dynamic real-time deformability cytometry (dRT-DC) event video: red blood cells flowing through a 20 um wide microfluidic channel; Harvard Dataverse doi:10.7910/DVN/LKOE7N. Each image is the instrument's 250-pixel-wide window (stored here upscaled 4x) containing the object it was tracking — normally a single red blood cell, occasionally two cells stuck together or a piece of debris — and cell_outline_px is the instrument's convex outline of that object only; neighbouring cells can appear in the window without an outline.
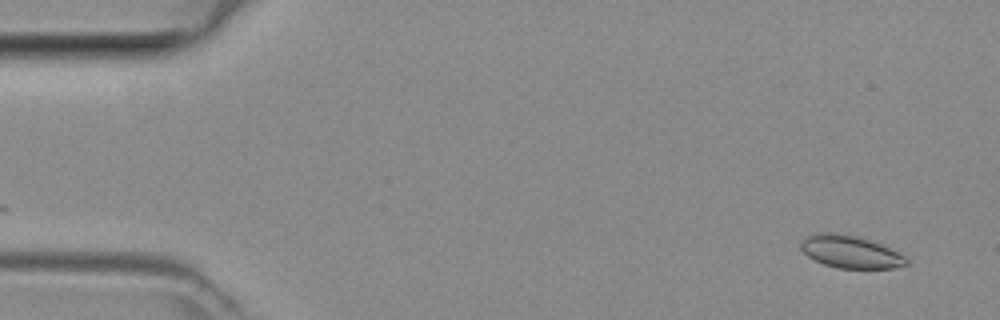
{"species": "common noctule bat (a hibernating species)", "species_latin": "Nyctalus noctula", "temperature_condition": "room temperature", "stored_images_in_passage": 49, "camera_frame_rate_fps": 3000, "um_per_image_px": 0.085, "animal": {"sex": "female", "body_mass_g": 29.2, "forearm_length_mm": 56.3}, "frame": {"image": 1, "passage_image": 3, "time_ms": 0.667, "image_size_px": [1000, 320], "cell_outline_px": [[908, 264], [896, 268], [836, 268], [824, 264], [808, 256], [800, 248], [800, 240], [816, 232], [832, 232], [856, 236], [880, 244], [904, 256], [908, 260]], "centroid_in_image_um": [72.24, 21.4], "position_along_channel_um": 12.8, "area_um2": 19.83}}
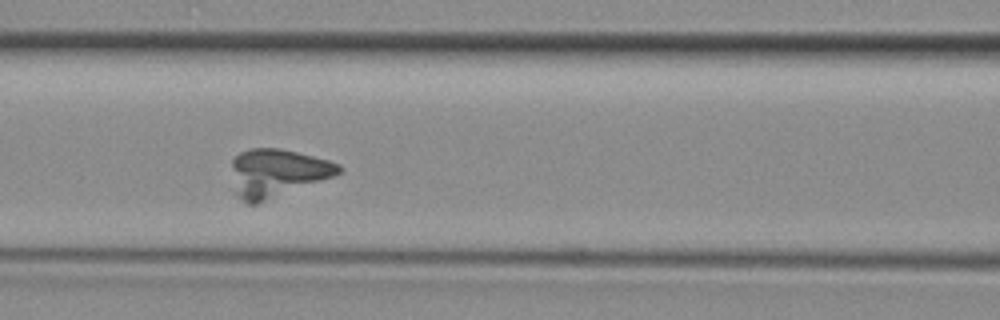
{"frame": {"image": 2, "passage_image": 20, "time_ms": 6.333, "image_size_px": [1000, 320], "cell_outline_px": [[344, 168], [340, 172], [332, 176], [256, 204], [248, 204], [236, 192], [232, 164], [232, 160], [240, 152], [252, 148], [280, 148], [328, 160], [340, 164]], "centroid_in_image_um": [23.56, 14.67], "position_along_channel_um": 143.0, "area_um2": 29.19}}
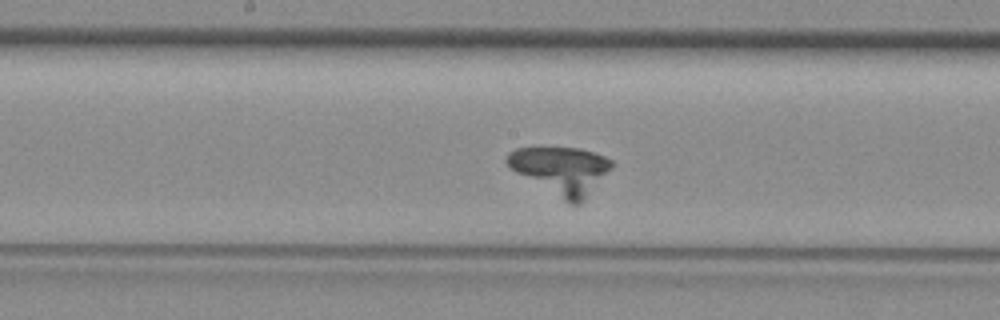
{"frame": {"image": 3, "passage_image": 24, "time_ms": 7.667, "image_size_px": [1000, 320], "cell_outline_px": [[612, 168], [584, 200], [580, 204], [568, 204], [516, 172], [504, 160], [508, 152], [516, 148], [580, 148], [604, 156], [612, 160]], "centroid_in_image_um": [47.7, 14.49], "position_along_channel_um": 200.5, "area_um2": 28.67}}